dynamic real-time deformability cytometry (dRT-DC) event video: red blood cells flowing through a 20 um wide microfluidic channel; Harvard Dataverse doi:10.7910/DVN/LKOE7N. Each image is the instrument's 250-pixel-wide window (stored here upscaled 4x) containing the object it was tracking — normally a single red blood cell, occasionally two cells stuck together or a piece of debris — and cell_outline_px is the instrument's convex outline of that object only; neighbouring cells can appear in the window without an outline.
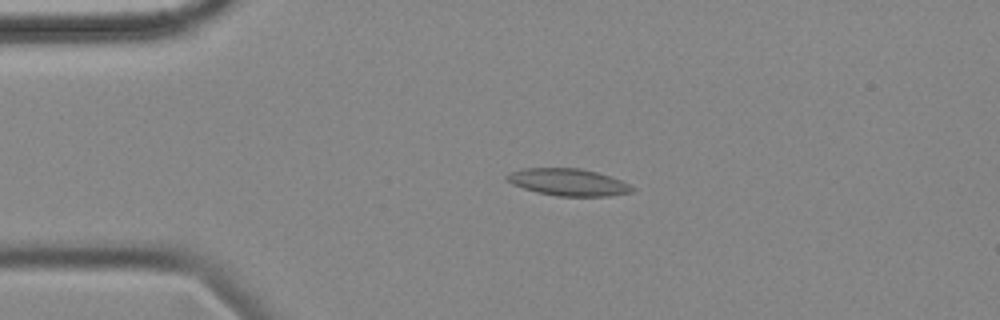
{"species": "common noctule bat (a hibernating species)", "species_latin": "Nyctalus noctula", "temperature_condition": "cold", "stored_images_in_passage": 56, "camera_frame_rate_fps": 3000, "um_per_image_px": 0.085, "animal": {"sex": "female", "body_mass_g": 18.4}, "frame": {"image": 1, "passage_image": 11, "time_ms": 3.333, "image_size_px": [1000, 320], "cell_outline_px": [[636, 188], [632, 192], [608, 196], [556, 196], [536, 192], [512, 184], [504, 176], [512, 172], [524, 168], [580, 168], [596, 172], [620, 180]], "centroid_in_image_um": [48.3, 15.49], "position_along_channel_um": 36.7, "area_um2": 19.59}}
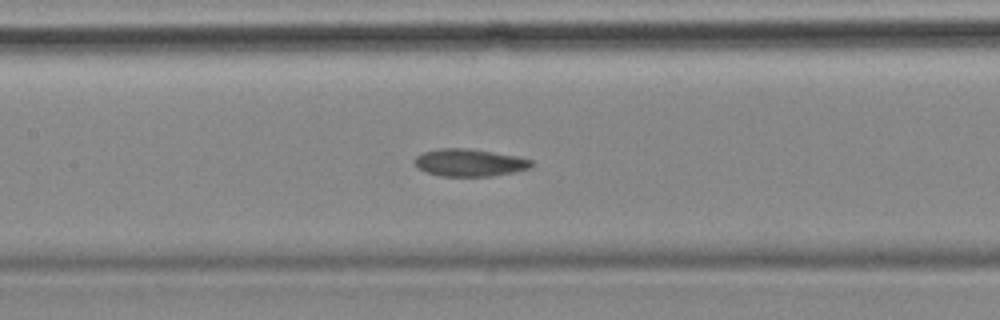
{"frame": {"image": 2, "passage_image": 25, "time_ms": 8.0, "image_size_px": [1000, 320], "cell_outline_px": [[536, 164], [532, 168], [492, 176], [440, 176], [428, 172], [420, 168], [416, 164], [416, 156], [424, 152], [436, 148], [468, 148], [520, 156], [532, 160]], "centroid_in_image_um": [39.99, 13.81], "position_along_channel_um": 167.4, "area_um2": 18.73}}
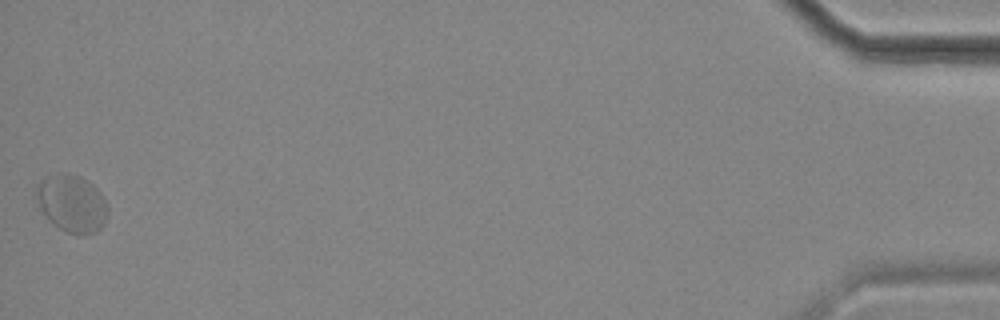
{"frame": {"image": 3, "passage_image": 56, "time_ms": 18.333, "image_size_px": [1000, 320], "cell_outline_px": [[108, 212], [104, 224], [96, 232], [76, 236], [64, 232], [40, 208], [32, 196], [40, 180], [48, 176], [60, 172], [68, 172], [80, 176], [92, 184], [100, 192], [108, 208]], "centroid_in_image_um": [6.09, 17.28], "position_along_channel_um": 429.1, "area_um2": 24.1}, "authors_computed_cell_mechanics": {"area_um2": 19.652, "velocity_mm_per_s": 3.4749, "shape_relaxation_time_tau1_ms": null, "shape_relaxation_time_tau2_ms": 1.7207, "deformation_change_tau1": null, "deformation_change_tau2": 0.0431}}